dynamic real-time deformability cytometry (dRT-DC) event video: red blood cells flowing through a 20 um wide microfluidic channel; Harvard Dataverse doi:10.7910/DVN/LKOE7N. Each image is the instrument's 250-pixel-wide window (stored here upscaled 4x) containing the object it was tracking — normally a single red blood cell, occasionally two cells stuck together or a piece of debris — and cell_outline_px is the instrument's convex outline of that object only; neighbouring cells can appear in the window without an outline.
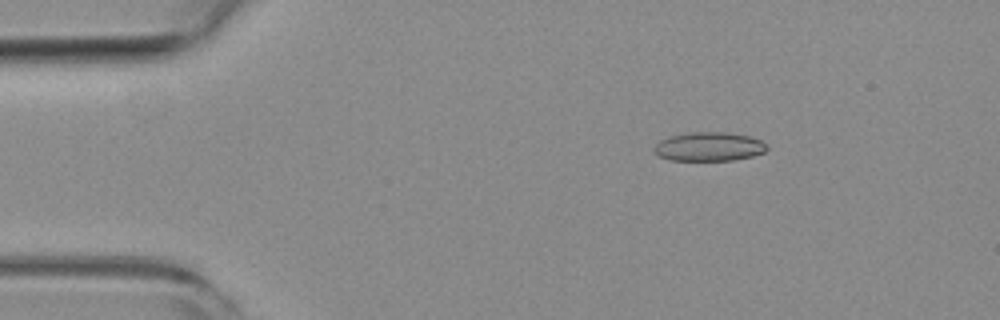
{"species": "common noctule bat (a hibernating species)", "species_latin": "Nyctalus noctula", "temperature_condition": "room temperature", "stored_images_in_passage": 54, "camera_frame_rate_fps": 3000, "um_per_image_px": 0.085, "animal": {"sex": "female", "body_mass_g": 19.3, "forearm_length_mm": 54.1}, "frame": {"image": 1, "passage_image": 8, "time_ms": 2.333, "image_size_px": [1000, 320], "cell_outline_px": [[768, 148], [764, 152], [752, 156], [732, 160], [668, 160], [660, 156], [652, 148], [660, 140], [672, 136], [688, 132], [724, 132], [748, 136], [760, 140], [768, 144]], "centroid_in_image_um": [60.27, 12.46], "position_along_channel_um": 24.7, "area_um2": 18.9}}
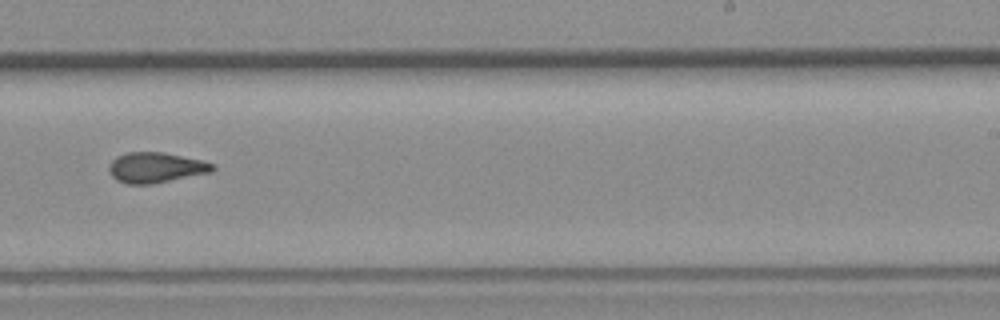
{"frame": {"image": 2, "passage_image": 33, "time_ms": 10.667, "image_size_px": [1000, 320], "cell_outline_px": [[216, 168], [212, 172], [152, 184], [128, 184], [116, 180], [108, 172], [108, 168], [112, 160], [116, 156], [128, 152], [164, 152], [204, 160], [216, 164]], "centroid_in_image_um": [13.27, 14.24], "position_along_channel_um": 275.7, "area_um2": 18.61}}
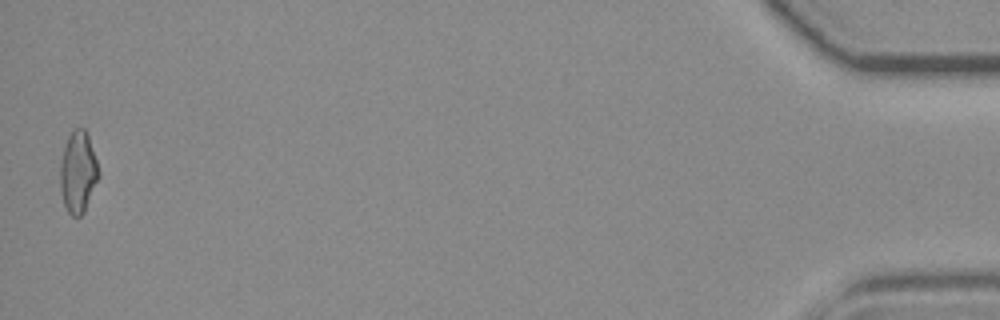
{"frame": {"image": 3, "passage_image": 53, "time_ms": 17.333, "image_size_px": [1000, 320], "cell_outline_px": [[100, 176], [84, 212], [80, 216], [72, 216], [68, 212], [64, 204], [60, 192], [60, 160], [64, 144], [68, 136], [76, 128], [84, 128], [88, 136], [100, 172]], "centroid_in_image_um": [6.62, 14.64], "position_along_channel_um": 428.6, "area_um2": 18.38}, "authors_computed_cell_mechanics": {"area_um2": 18.3226, "velocity_mm_per_s": 3.8148, "shape_relaxation_time_tau1_ms": null, "shape_relaxation_time_tau2_ms": 2.8833, "deformation_change_tau1": null, "deformation_change_tau2": 0.1118}}